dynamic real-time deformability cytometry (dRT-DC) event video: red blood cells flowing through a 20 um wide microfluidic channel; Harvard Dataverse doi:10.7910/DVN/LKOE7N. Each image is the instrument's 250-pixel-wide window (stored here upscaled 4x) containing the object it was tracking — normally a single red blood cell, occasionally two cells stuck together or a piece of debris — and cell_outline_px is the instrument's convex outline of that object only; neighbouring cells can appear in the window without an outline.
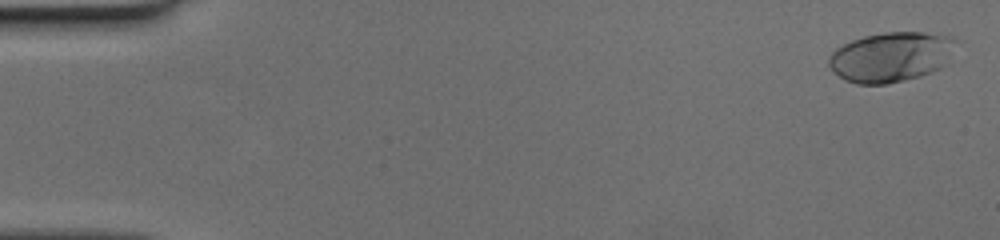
{"species": "human", "species_latin": "Homo sapiens", "temperature_condition": "cold", "stored_images_in_passage": 53, "camera_frame_rate_fps": 3000, "um_per_image_px": 0.085, "donor": {"sex": "female"}, "frame": {"image": 1, "passage_image": 2, "time_ms": 0.333, "image_size_px": [1000, 240], "cell_outline_px": [[956, 40], [944, 64], [940, 68], [932, 72], [920, 76], [888, 84], [856, 84], [844, 80], [828, 64], [828, 60], [832, 52], [836, 48], [852, 40], [864, 36], [884, 32], [924, 32], [952, 36]], "centroid_in_image_um": [75.71, 4.83], "position_along_channel_um": 9.3, "area_um2": 36.65}}
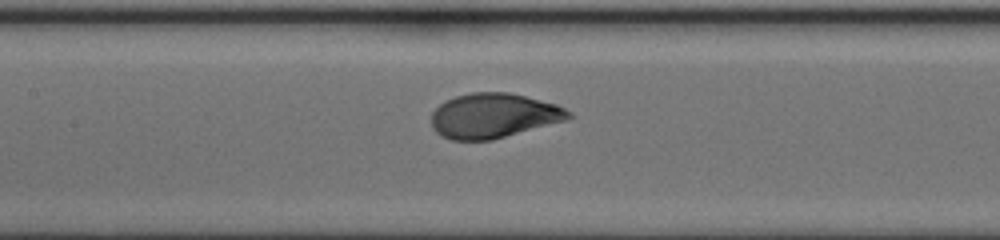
{"frame": {"image": 2, "passage_image": 26, "time_ms": 8.333, "image_size_px": [1000, 240], "cell_outline_px": [[572, 116], [564, 120], [492, 140], [452, 140], [440, 136], [432, 128], [432, 112], [440, 104], [456, 96], [472, 92], [508, 92], [556, 104], [572, 112]], "centroid_in_image_um": [41.92, 9.83], "position_along_channel_um": 165.5, "area_um2": 35.43}}
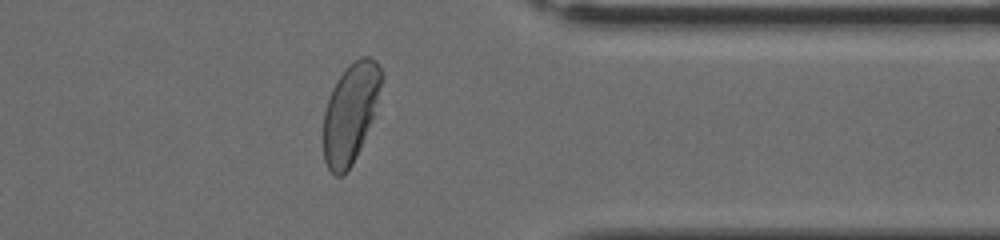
{"frame": {"image": 3, "passage_image": 43, "time_ms": 14.0, "image_size_px": [1000, 240], "cell_outline_px": [[384, 76], [376, 116], [352, 164], [344, 176], [336, 176], [328, 168], [324, 160], [324, 112], [332, 88], [336, 80], [344, 68], [348, 64], [360, 56], [368, 56], [376, 60], [384, 72]], "centroid_in_image_um": [29.84, 9.55], "position_along_channel_um": 381.6, "area_um2": 34.51}}